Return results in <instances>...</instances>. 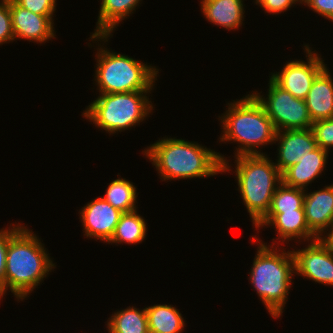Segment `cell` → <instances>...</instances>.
<instances>
[{
  "instance_id": "5b68a950",
  "label": "cell",
  "mask_w": 333,
  "mask_h": 333,
  "mask_svg": "<svg viewBox=\"0 0 333 333\" xmlns=\"http://www.w3.org/2000/svg\"><path fill=\"white\" fill-rule=\"evenodd\" d=\"M112 37L113 34H90L89 41L95 43L97 47L94 48L96 49V57H94L96 64L94 66L95 75H93V83L97 86L96 92L114 94L153 91L157 77H159V68L136 60L129 55L113 52L114 50L105 45Z\"/></svg>"
},
{
  "instance_id": "7402d4cb",
  "label": "cell",
  "mask_w": 333,
  "mask_h": 333,
  "mask_svg": "<svg viewBox=\"0 0 333 333\" xmlns=\"http://www.w3.org/2000/svg\"><path fill=\"white\" fill-rule=\"evenodd\" d=\"M147 222L138 209L121 214L115 232L107 244H140L147 237Z\"/></svg>"
},
{
  "instance_id": "2e32d148",
  "label": "cell",
  "mask_w": 333,
  "mask_h": 333,
  "mask_svg": "<svg viewBox=\"0 0 333 333\" xmlns=\"http://www.w3.org/2000/svg\"><path fill=\"white\" fill-rule=\"evenodd\" d=\"M329 151L317 147L308 152L300 159V162L293 164L281 173L282 183L289 187L308 189L318 177L322 176L328 163Z\"/></svg>"
},
{
  "instance_id": "ffe728a7",
  "label": "cell",
  "mask_w": 333,
  "mask_h": 333,
  "mask_svg": "<svg viewBox=\"0 0 333 333\" xmlns=\"http://www.w3.org/2000/svg\"><path fill=\"white\" fill-rule=\"evenodd\" d=\"M144 307L146 308L149 333L184 332L186 320L177 306L160 303Z\"/></svg>"
},
{
  "instance_id": "ac0fdd59",
  "label": "cell",
  "mask_w": 333,
  "mask_h": 333,
  "mask_svg": "<svg viewBox=\"0 0 333 333\" xmlns=\"http://www.w3.org/2000/svg\"><path fill=\"white\" fill-rule=\"evenodd\" d=\"M328 68L314 79L305 98L312 122L333 117V77Z\"/></svg>"
},
{
  "instance_id": "4fadbf2b",
  "label": "cell",
  "mask_w": 333,
  "mask_h": 333,
  "mask_svg": "<svg viewBox=\"0 0 333 333\" xmlns=\"http://www.w3.org/2000/svg\"><path fill=\"white\" fill-rule=\"evenodd\" d=\"M10 13L16 40L45 44L56 38L54 23L44 15L35 14L10 0Z\"/></svg>"
},
{
  "instance_id": "603a6c76",
  "label": "cell",
  "mask_w": 333,
  "mask_h": 333,
  "mask_svg": "<svg viewBox=\"0 0 333 333\" xmlns=\"http://www.w3.org/2000/svg\"><path fill=\"white\" fill-rule=\"evenodd\" d=\"M112 180L106 188L105 194L102 196L114 208L119 209L121 212H131L138 209L137 202V186L126 178Z\"/></svg>"
},
{
  "instance_id": "d6986e66",
  "label": "cell",
  "mask_w": 333,
  "mask_h": 333,
  "mask_svg": "<svg viewBox=\"0 0 333 333\" xmlns=\"http://www.w3.org/2000/svg\"><path fill=\"white\" fill-rule=\"evenodd\" d=\"M143 0H101L96 28L91 34L112 35L129 18ZM123 20V21H122ZM121 22V23H120Z\"/></svg>"
},
{
  "instance_id": "83f0119b",
  "label": "cell",
  "mask_w": 333,
  "mask_h": 333,
  "mask_svg": "<svg viewBox=\"0 0 333 333\" xmlns=\"http://www.w3.org/2000/svg\"><path fill=\"white\" fill-rule=\"evenodd\" d=\"M18 5L35 13L47 16L54 23L57 0H14Z\"/></svg>"
},
{
  "instance_id": "cb8c5ba5",
  "label": "cell",
  "mask_w": 333,
  "mask_h": 333,
  "mask_svg": "<svg viewBox=\"0 0 333 333\" xmlns=\"http://www.w3.org/2000/svg\"><path fill=\"white\" fill-rule=\"evenodd\" d=\"M304 196V189L289 187L281 183L274 192L268 213H283L295 209H304Z\"/></svg>"
},
{
  "instance_id": "ba28073f",
  "label": "cell",
  "mask_w": 333,
  "mask_h": 333,
  "mask_svg": "<svg viewBox=\"0 0 333 333\" xmlns=\"http://www.w3.org/2000/svg\"><path fill=\"white\" fill-rule=\"evenodd\" d=\"M266 95L264 92L250 93L263 106L266 114L277 131L289 129H309L312 119L305 100L295 98L290 92L280 87L270 76ZM262 93V94H261Z\"/></svg>"
},
{
  "instance_id": "7c38bea8",
  "label": "cell",
  "mask_w": 333,
  "mask_h": 333,
  "mask_svg": "<svg viewBox=\"0 0 333 333\" xmlns=\"http://www.w3.org/2000/svg\"><path fill=\"white\" fill-rule=\"evenodd\" d=\"M268 227L270 229L275 228L277 234V237L275 239L273 238L271 240L272 243L269 245L282 246L285 242V244L290 245L289 242L293 240L296 243L302 244L318 239L308 228L304 209H295L294 211L283 213H267L253 228L258 231ZM279 242L281 243L279 244Z\"/></svg>"
},
{
  "instance_id": "52a82bcc",
  "label": "cell",
  "mask_w": 333,
  "mask_h": 333,
  "mask_svg": "<svg viewBox=\"0 0 333 333\" xmlns=\"http://www.w3.org/2000/svg\"><path fill=\"white\" fill-rule=\"evenodd\" d=\"M152 92L99 93V96L83 110V119H87L109 136L131 130L154 113L155 105L149 95Z\"/></svg>"
},
{
  "instance_id": "3957f363",
  "label": "cell",
  "mask_w": 333,
  "mask_h": 333,
  "mask_svg": "<svg viewBox=\"0 0 333 333\" xmlns=\"http://www.w3.org/2000/svg\"><path fill=\"white\" fill-rule=\"evenodd\" d=\"M251 237L250 242L258 244L256 245L257 253L248 273L249 284L256 291L269 315L272 318L280 319L285 311V304L289 299V291L295 276V260L292 250L286 249L284 246L268 245L255 235Z\"/></svg>"
},
{
  "instance_id": "d4e9b609",
  "label": "cell",
  "mask_w": 333,
  "mask_h": 333,
  "mask_svg": "<svg viewBox=\"0 0 333 333\" xmlns=\"http://www.w3.org/2000/svg\"><path fill=\"white\" fill-rule=\"evenodd\" d=\"M311 130L318 147L332 152L330 149L333 148V117L313 122Z\"/></svg>"
},
{
  "instance_id": "277c9868",
  "label": "cell",
  "mask_w": 333,
  "mask_h": 333,
  "mask_svg": "<svg viewBox=\"0 0 333 333\" xmlns=\"http://www.w3.org/2000/svg\"><path fill=\"white\" fill-rule=\"evenodd\" d=\"M226 107L218 116L222 129L219 144H237L234 157L267 155L261 149L274 144L277 130L263 106L249 92L245 97L228 102Z\"/></svg>"
},
{
  "instance_id": "8fae6325",
  "label": "cell",
  "mask_w": 333,
  "mask_h": 333,
  "mask_svg": "<svg viewBox=\"0 0 333 333\" xmlns=\"http://www.w3.org/2000/svg\"><path fill=\"white\" fill-rule=\"evenodd\" d=\"M122 213L102 196L87 202L78 211L84 236L87 239L108 243L115 232Z\"/></svg>"
},
{
  "instance_id": "9c48e42d",
  "label": "cell",
  "mask_w": 333,
  "mask_h": 333,
  "mask_svg": "<svg viewBox=\"0 0 333 333\" xmlns=\"http://www.w3.org/2000/svg\"><path fill=\"white\" fill-rule=\"evenodd\" d=\"M303 45L305 61L302 59L286 61L280 71L271 72L269 76L295 98L305 100L314 79L327 67V64L321 58L323 56L316 50L313 51L309 43Z\"/></svg>"
},
{
  "instance_id": "4316f807",
  "label": "cell",
  "mask_w": 333,
  "mask_h": 333,
  "mask_svg": "<svg viewBox=\"0 0 333 333\" xmlns=\"http://www.w3.org/2000/svg\"><path fill=\"white\" fill-rule=\"evenodd\" d=\"M12 27L10 0H0V46L14 42Z\"/></svg>"
},
{
  "instance_id": "4dcf8cb0",
  "label": "cell",
  "mask_w": 333,
  "mask_h": 333,
  "mask_svg": "<svg viewBox=\"0 0 333 333\" xmlns=\"http://www.w3.org/2000/svg\"><path fill=\"white\" fill-rule=\"evenodd\" d=\"M328 231V232H327ZM319 239L333 251V222L327 228L326 232H324Z\"/></svg>"
},
{
  "instance_id": "5bb4252c",
  "label": "cell",
  "mask_w": 333,
  "mask_h": 333,
  "mask_svg": "<svg viewBox=\"0 0 333 333\" xmlns=\"http://www.w3.org/2000/svg\"><path fill=\"white\" fill-rule=\"evenodd\" d=\"M274 144L278 145L274 164L281 173L318 147L311 128L277 131Z\"/></svg>"
},
{
  "instance_id": "30bf717a",
  "label": "cell",
  "mask_w": 333,
  "mask_h": 333,
  "mask_svg": "<svg viewBox=\"0 0 333 333\" xmlns=\"http://www.w3.org/2000/svg\"><path fill=\"white\" fill-rule=\"evenodd\" d=\"M304 248L292 249L295 260V276H303L316 284L333 286V251L319 238Z\"/></svg>"
},
{
  "instance_id": "7a4b0ae2",
  "label": "cell",
  "mask_w": 333,
  "mask_h": 333,
  "mask_svg": "<svg viewBox=\"0 0 333 333\" xmlns=\"http://www.w3.org/2000/svg\"><path fill=\"white\" fill-rule=\"evenodd\" d=\"M25 225L11 236L6 254L4 296L10 290L17 302L32 295L57 266L43 240Z\"/></svg>"
},
{
  "instance_id": "484cf974",
  "label": "cell",
  "mask_w": 333,
  "mask_h": 333,
  "mask_svg": "<svg viewBox=\"0 0 333 333\" xmlns=\"http://www.w3.org/2000/svg\"><path fill=\"white\" fill-rule=\"evenodd\" d=\"M21 222L10 223L0 229V289L4 295V276L6 270L7 247L11 236L22 226ZM9 226V227H8Z\"/></svg>"
},
{
  "instance_id": "9a60e30c",
  "label": "cell",
  "mask_w": 333,
  "mask_h": 333,
  "mask_svg": "<svg viewBox=\"0 0 333 333\" xmlns=\"http://www.w3.org/2000/svg\"><path fill=\"white\" fill-rule=\"evenodd\" d=\"M305 190L304 213L309 230L319 238L333 222V183L318 190Z\"/></svg>"
},
{
  "instance_id": "6da1fadb",
  "label": "cell",
  "mask_w": 333,
  "mask_h": 333,
  "mask_svg": "<svg viewBox=\"0 0 333 333\" xmlns=\"http://www.w3.org/2000/svg\"><path fill=\"white\" fill-rule=\"evenodd\" d=\"M161 181L208 178L233 171L231 159L195 141L163 137L142 150ZM230 162V164H229Z\"/></svg>"
},
{
  "instance_id": "1f68e13d",
  "label": "cell",
  "mask_w": 333,
  "mask_h": 333,
  "mask_svg": "<svg viewBox=\"0 0 333 333\" xmlns=\"http://www.w3.org/2000/svg\"><path fill=\"white\" fill-rule=\"evenodd\" d=\"M3 298H5V297H4V295H3V293H2V291L0 289V301L3 300Z\"/></svg>"
},
{
  "instance_id": "8992f818",
  "label": "cell",
  "mask_w": 333,
  "mask_h": 333,
  "mask_svg": "<svg viewBox=\"0 0 333 333\" xmlns=\"http://www.w3.org/2000/svg\"><path fill=\"white\" fill-rule=\"evenodd\" d=\"M270 155L235 156L233 166L238 192L243 200L252 226H256L268 213L272 197L282 183L281 172Z\"/></svg>"
},
{
  "instance_id": "e0dca14e",
  "label": "cell",
  "mask_w": 333,
  "mask_h": 333,
  "mask_svg": "<svg viewBox=\"0 0 333 333\" xmlns=\"http://www.w3.org/2000/svg\"><path fill=\"white\" fill-rule=\"evenodd\" d=\"M201 13L207 22L226 30H239L244 25V0H200Z\"/></svg>"
},
{
  "instance_id": "44dd1931",
  "label": "cell",
  "mask_w": 333,
  "mask_h": 333,
  "mask_svg": "<svg viewBox=\"0 0 333 333\" xmlns=\"http://www.w3.org/2000/svg\"><path fill=\"white\" fill-rule=\"evenodd\" d=\"M108 333H149L146 308L127 306L114 311L107 319Z\"/></svg>"
},
{
  "instance_id": "f1b7e54d",
  "label": "cell",
  "mask_w": 333,
  "mask_h": 333,
  "mask_svg": "<svg viewBox=\"0 0 333 333\" xmlns=\"http://www.w3.org/2000/svg\"><path fill=\"white\" fill-rule=\"evenodd\" d=\"M254 4L264 10L265 14L279 15L291 9V7L302 5L299 0H253Z\"/></svg>"
},
{
  "instance_id": "f546056e",
  "label": "cell",
  "mask_w": 333,
  "mask_h": 333,
  "mask_svg": "<svg viewBox=\"0 0 333 333\" xmlns=\"http://www.w3.org/2000/svg\"><path fill=\"white\" fill-rule=\"evenodd\" d=\"M302 5L333 22V0H305Z\"/></svg>"
}]
</instances>
